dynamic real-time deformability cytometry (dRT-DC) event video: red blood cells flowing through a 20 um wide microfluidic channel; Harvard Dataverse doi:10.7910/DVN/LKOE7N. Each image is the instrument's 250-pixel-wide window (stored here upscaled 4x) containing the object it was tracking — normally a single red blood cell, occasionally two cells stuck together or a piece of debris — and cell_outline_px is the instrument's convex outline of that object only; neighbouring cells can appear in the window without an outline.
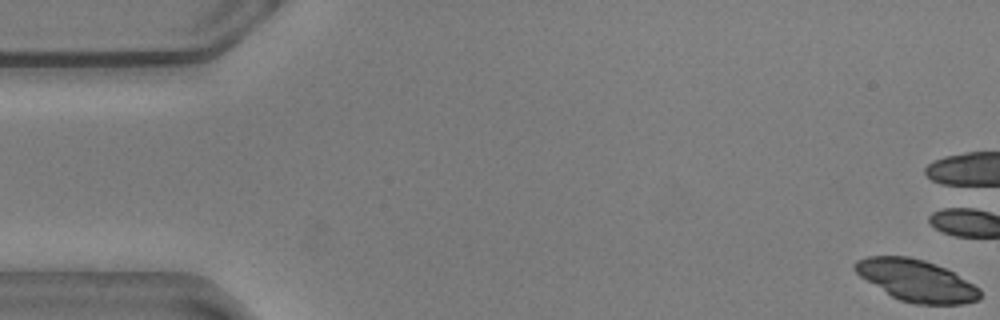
{"species": "common noctule bat (a hibernating species)", "species_latin": "Nyctalus noctula", "temperature_condition": "warm", "stored_images_in_passage": 14, "camera_frame_rate_fps": 3000, "um_per_image_px": 0.085, "animal": {"sex": "male", "body_mass_g": 20.5, "forearm_length_mm": 52.5}, "frame": {"image": 1, "passage_image": 1, "time_ms": 0.0, "image_size_px": [1000, 320], "cell_outline_px": [[980, 296], [976, 300], [964, 304], [912, 304], [900, 300], [892, 296], [860, 276], [852, 268], [852, 264], [856, 260], [868, 256], [908, 256], [924, 260], [944, 268], [952, 272], [980, 288]], "centroid_in_image_um": [77.86, 23.84], "position_along_channel_um": 7.1, "area_um2": 30.11}}